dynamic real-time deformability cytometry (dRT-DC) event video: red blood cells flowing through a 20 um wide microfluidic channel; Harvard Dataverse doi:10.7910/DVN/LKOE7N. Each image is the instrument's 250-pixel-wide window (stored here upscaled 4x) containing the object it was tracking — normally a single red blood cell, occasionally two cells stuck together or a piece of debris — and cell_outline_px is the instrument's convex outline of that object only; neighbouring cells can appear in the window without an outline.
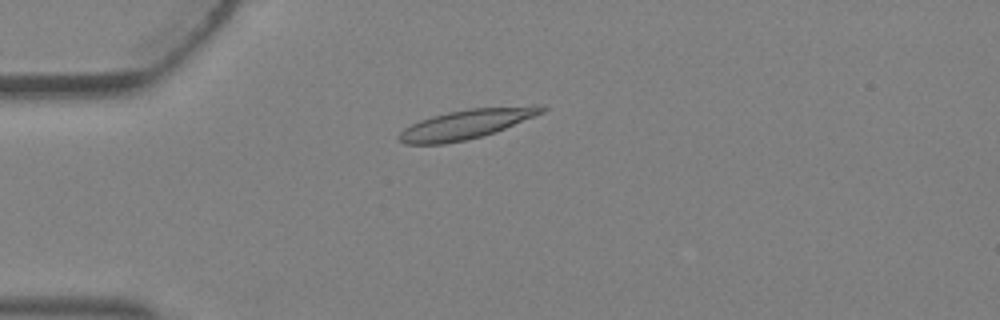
{"species": "Egyptian fruit bat (a non-hibernating species)", "species_latin": "Rousettus aegyptiacus", "temperature_condition": "warm", "stored_images_in_passage": 4, "camera_frame_rate_fps": 3000, "um_per_image_px": 0.085, "animal": {"sex": "female"}, "frame": {"image": 1, "passage_image": 4, "time_ms": 1.0, "image_size_px": [1000, 320], "cell_outline_px": [[548, 108], [544, 112], [496, 132], [464, 140], [444, 144], [404, 144], [396, 136], [404, 128], [420, 120], [432, 116], [448, 112], [468, 108], [532, 104], [544, 104]], "centroid_in_image_um": [39.7, 10.52], "position_along_channel_um": 45.3, "area_um2": 24.8}}